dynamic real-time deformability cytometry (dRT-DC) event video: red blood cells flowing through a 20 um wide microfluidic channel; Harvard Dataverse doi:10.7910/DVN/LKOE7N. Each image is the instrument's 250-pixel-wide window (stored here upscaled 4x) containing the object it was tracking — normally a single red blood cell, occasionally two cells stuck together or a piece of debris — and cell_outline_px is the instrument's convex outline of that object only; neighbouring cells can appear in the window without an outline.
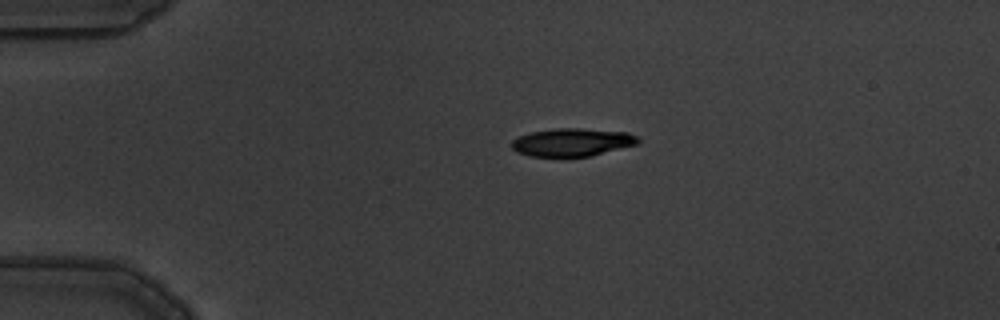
{"species": "common noctule bat (a hibernating species)", "species_latin": "Nyctalus noctula", "temperature_condition": "warm", "stored_images_in_passage": 8, "camera_frame_rate_fps": 3000, "um_per_image_px": 0.085, "animal": {"sex": "male", "body_mass_g": 19.5, "forearm_length_mm": 54.6}, "frame": {"image": 1, "passage_image": 1, "time_ms": 0.0, "image_size_px": [1000, 320], "cell_outline_px": [[640, 140], [636, 144], [592, 156], [528, 156], [516, 152], [512, 148], [512, 140], [520, 136], [532, 132], [556, 128], [580, 128], [628, 132], [636, 136]], "centroid_in_image_um": [48.63, 12.09], "position_along_channel_um": 36.4, "area_um2": 20.46}}
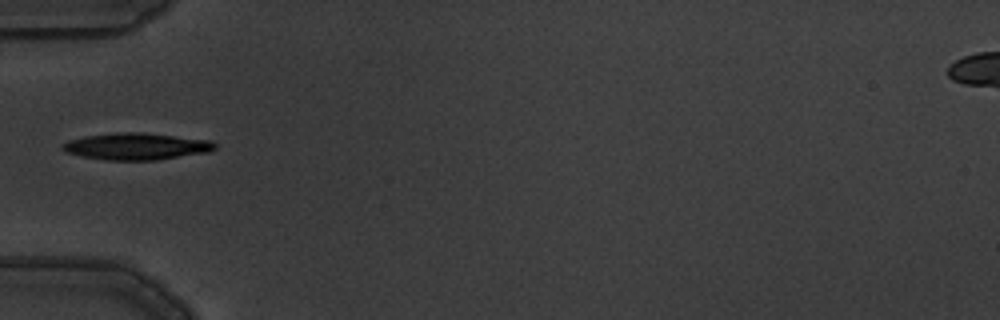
{"frame": {"image": 2, "passage_image": 3, "time_ms": 0.667, "image_size_px": [1000, 320], "cell_outline_px": [[216, 148], [208, 152], [156, 160], [104, 160], [80, 156], [64, 152], [60, 148], [60, 144], [68, 140], [88, 136], [120, 132], [140, 132], [212, 140], [216, 144]], "centroid_in_image_um": [11.56, 12.45], "position_along_channel_um": 73.4, "area_um2": 23.87}}